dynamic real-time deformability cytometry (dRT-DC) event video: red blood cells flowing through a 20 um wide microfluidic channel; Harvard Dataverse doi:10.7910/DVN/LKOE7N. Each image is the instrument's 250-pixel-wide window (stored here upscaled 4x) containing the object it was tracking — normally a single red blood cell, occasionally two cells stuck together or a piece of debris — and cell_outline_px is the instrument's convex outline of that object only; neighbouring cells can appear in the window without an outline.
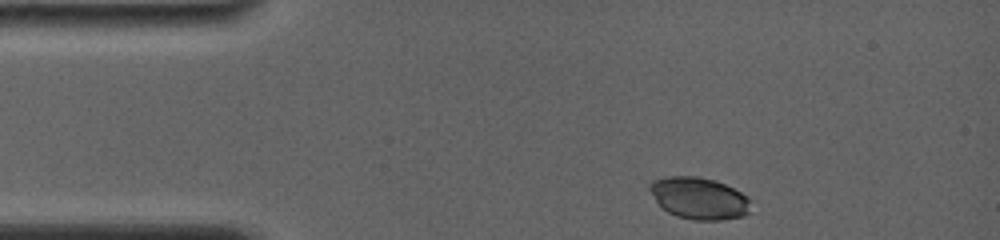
{"species": "common noctule bat (a hibernating species)", "species_latin": "Nyctalus noctula", "temperature_condition": "room temperature", "stored_images_in_passage": 27, "camera_frame_rate_fps": 4000, "um_per_image_px": 0.085, "animal": {"sex": "female", "body_mass_g": 19.0, "forearm_length_mm": 56.7}, "frame": {"image": 1, "passage_image": 1, "time_ms": 0.0, "image_size_px": [1000, 240], "cell_outline_px": [[752, 200], [748, 212], [744, 216], [720, 220], [692, 220], [676, 216], [668, 212], [656, 200], [648, 188], [652, 180], [668, 176], [700, 176], [716, 180], [748, 196]], "centroid_in_image_um": [59.44, 16.84], "position_along_channel_um": 25.6, "area_um2": 24.74}}
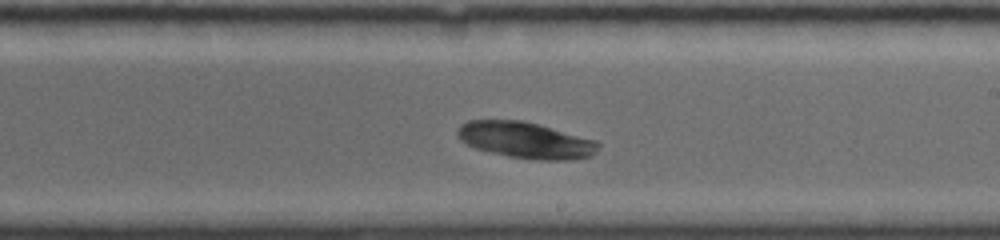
{"frame": {"image": 2, "passage_image": 16, "time_ms": 7.25, "image_size_px": [1000, 240], "cell_outline_px": [[600, 144], [596, 152], [592, 156], [568, 160], [536, 160], [508, 156], [476, 148], [460, 140], [456, 136], [456, 128], [460, 124], [468, 120], [520, 120], [536, 124], [596, 140]], "centroid_in_image_um": [44.65, 11.91], "position_along_channel_um": 244.4, "area_um2": 29.65}}
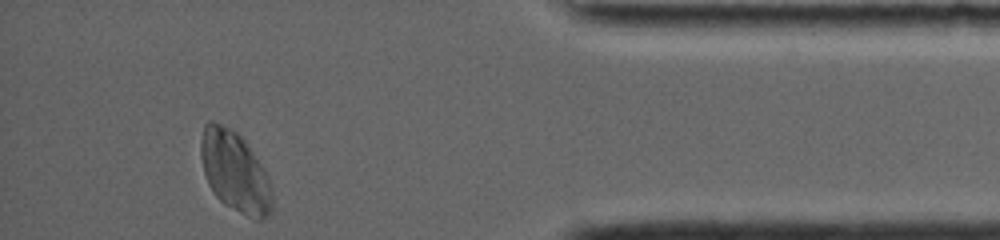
{"frame": {"image": 3, "passage_image": 27, "time_ms": 12.5, "image_size_px": [1000, 240], "cell_outline_px": [[272, 208], [260, 220], [256, 220], [224, 204], [216, 196], [208, 184], [204, 172], [200, 156], [200, 140], [204, 124], [208, 120], [212, 120], [236, 132], [244, 140], [268, 176], [272, 188]], "centroid_in_image_um": [19.93, 14.58], "position_along_channel_um": 415.3, "area_um2": 33.18}, "authors_computed_cell_mechanics": {"area_um2": 29.3624, "velocity_mm_per_s": 3.769, "shape_relaxation_time_tau1_ms": 0.6474, "shape_relaxation_time_tau2_ms": null, "deformation_change_tau1": 0.0142, "deformation_change_tau2": null}}